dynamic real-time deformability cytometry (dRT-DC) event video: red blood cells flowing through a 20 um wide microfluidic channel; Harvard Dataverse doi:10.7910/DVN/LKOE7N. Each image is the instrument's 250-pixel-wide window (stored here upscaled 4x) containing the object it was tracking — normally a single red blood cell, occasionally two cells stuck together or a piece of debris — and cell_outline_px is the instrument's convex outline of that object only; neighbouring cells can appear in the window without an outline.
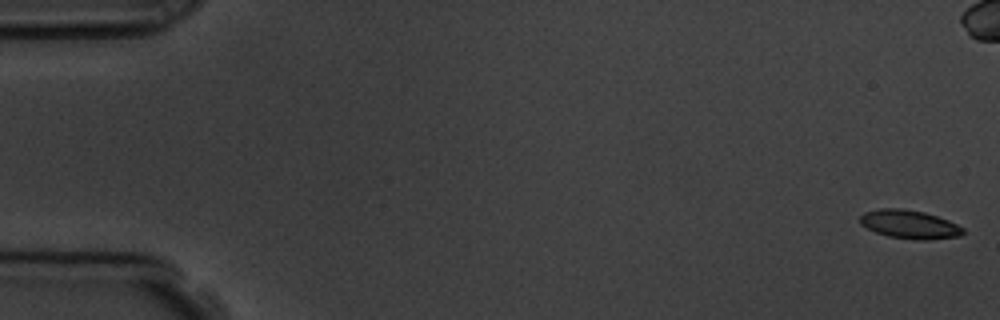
{"species": "common noctule bat (a hibernating species)", "species_latin": "Nyctalus noctula", "temperature_condition": "room temperature", "stored_images_in_passage": 55, "camera_frame_rate_fps": 3000, "um_per_image_px": 0.085, "animal": {"sex": "male", "body_mass_g": 19.5, "forearm_length_mm": 54.6}, "frame": {"image": 1, "passage_image": 1, "time_ms": 0.0, "image_size_px": [1000, 320], "cell_outline_px": [[964, 232], [960, 236], [928, 240], [920, 240], [888, 236], [876, 232], [860, 224], [860, 216], [864, 212], [880, 208], [904, 208], [924, 212], [948, 220], [964, 228]], "centroid_in_image_um": [77.31, 19.06], "position_along_channel_um": 7.7, "area_um2": 17.11}}
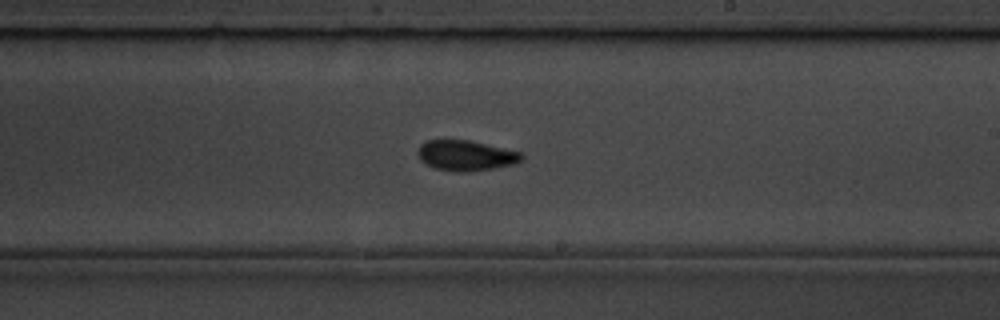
{"frame": {"image": 2, "passage_image": 32, "time_ms": 10.333, "image_size_px": [1000, 320], "cell_outline_px": [[524, 160], [516, 164], [468, 172], [456, 172], [436, 168], [420, 160], [416, 152], [420, 144], [428, 140], [468, 140], [524, 152]], "centroid_in_image_um": [39.64, 13.21], "position_along_channel_um": 249.4, "area_um2": 18.55}, "authors_computed_cell_mechanics": {"area_um2": 17.5712, "velocity_mm_per_s": 3.7873, "shape_relaxation_time_tau1_ms": 3.7457, "shape_relaxation_time_tau2_ms": 1.8647, "deformation_change_tau1": 0.1316, "deformation_change_tau2": 0.0652}}